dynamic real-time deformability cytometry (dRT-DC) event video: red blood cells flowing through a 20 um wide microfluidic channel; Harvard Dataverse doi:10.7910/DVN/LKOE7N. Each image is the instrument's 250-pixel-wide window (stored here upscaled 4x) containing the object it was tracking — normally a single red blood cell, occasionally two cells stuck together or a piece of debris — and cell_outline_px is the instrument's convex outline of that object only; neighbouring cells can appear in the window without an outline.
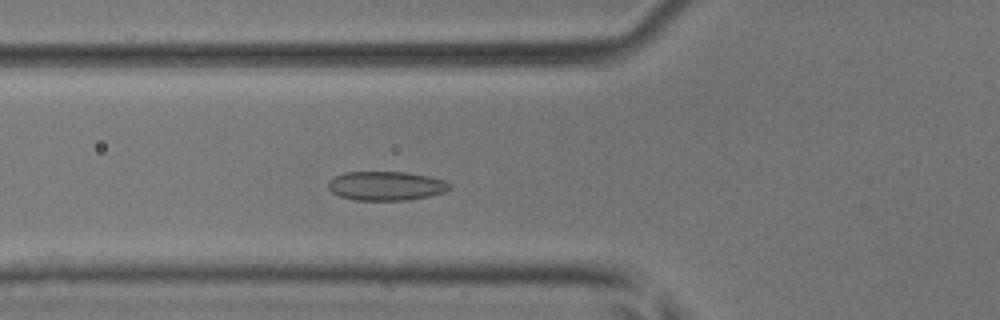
{"species": "common noctule bat (a hibernating species)", "species_latin": "Nyctalus noctula", "temperature_condition": "room temperature", "stored_images_in_passage": 48, "camera_frame_rate_fps": 3000, "um_per_image_px": 0.085, "animal": {"sex": "male", "body_mass_g": 17.9, "forearm_length_mm": 54.2}, "frame": {"image": 1, "passage_image": 15, "time_ms": 4.667, "image_size_px": [1000, 320], "cell_outline_px": [[452, 188], [444, 192], [428, 196], [404, 200], [356, 200], [340, 196], [332, 192], [328, 188], [328, 180], [344, 172], [404, 172], [428, 176], [444, 180], [452, 184]], "centroid_in_image_um": [32.82, 15.79], "position_along_channel_um": 93.0, "area_um2": 20.52}}
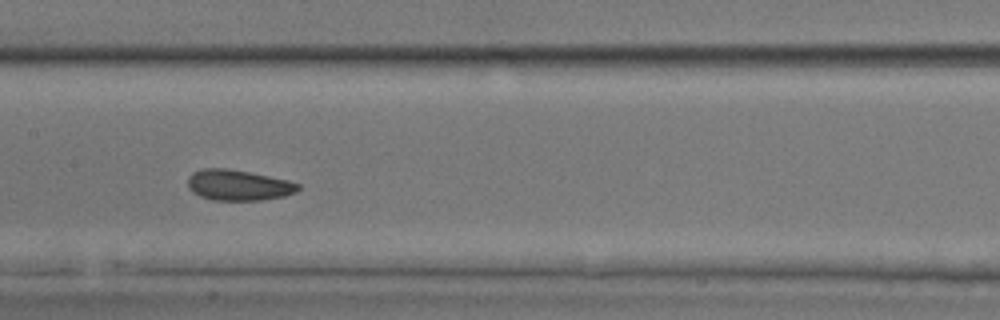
{"frame": {"image": 2, "passage_image": 22, "time_ms": 7.0, "image_size_px": [1000, 320], "cell_outline_px": [[300, 188], [296, 192], [284, 196], [260, 200], [212, 200], [200, 196], [192, 192], [188, 188], [188, 176], [192, 172], [204, 168], [228, 168], [288, 180], [300, 184]], "centroid_in_image_um": [20.24, 15.73], "position_along_channel_um": 187.2, "area_um2": 19.77}}
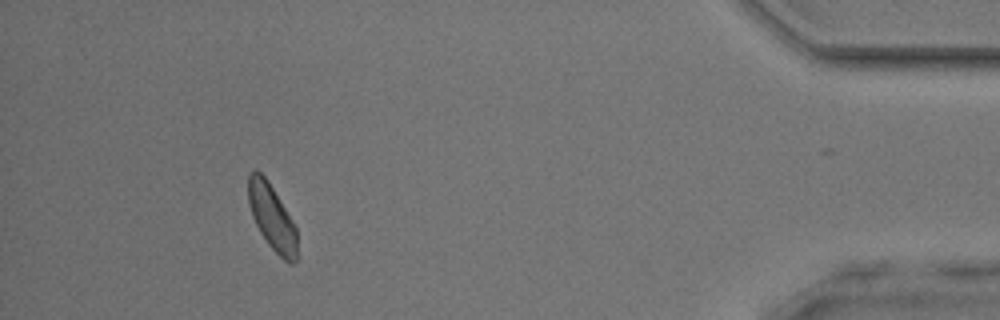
{"frame": {"image": 3, "passage_image": 43, "time_ms": 14.0, "image_size_px": [1000, 320], "cell_outline_px": [[300, 256], [292, 264], [288, 264], [268, 244], [260, 232], [252, 216], [248, 204], [248, 176], [256, 168], [268, 180], [292, 220], [296, 228]], "centroid_in_image_um": [23.15, 18.52], "position_along_channel_um": 412.1, "area_um2": 18.96}, "authors_computed_cell_mechanics": {"area_um2": 19.652, "velocity_mm_per_s": 4.034, "shape_relaxation_time_tau1_ms": 4.4325, "shape_relaxation_time_tau2_ms": 2.325, "deformation_change_tau1": 0.0801, "deformation_change_tau2": 0.0733}}